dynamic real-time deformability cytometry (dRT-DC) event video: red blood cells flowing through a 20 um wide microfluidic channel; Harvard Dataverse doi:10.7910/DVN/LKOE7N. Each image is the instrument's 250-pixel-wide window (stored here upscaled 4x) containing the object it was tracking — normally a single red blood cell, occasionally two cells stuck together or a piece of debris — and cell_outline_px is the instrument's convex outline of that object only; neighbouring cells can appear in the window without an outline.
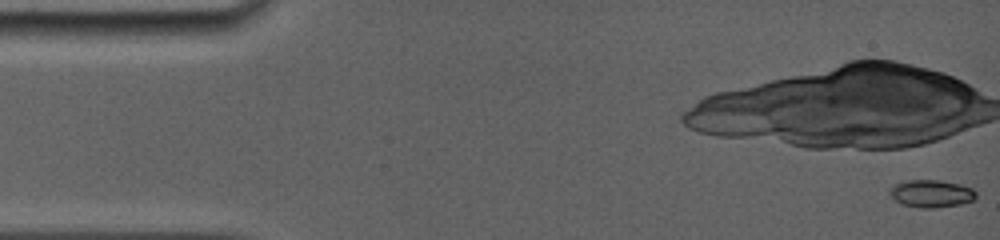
{"species": "common noctule bat (a hibernating species)", "species_latin": "Nyctalus noctula", "temperature_condition": "room temperature", "stored_images_in_passage": 8, "camera_frame_rate_fps": 5000, "um_per_image_px": 0.085, "animal": {"sex": "female", "body_mass_g": 19.0, "forearm_length_mm": 56.7}, "frame": {"image": 1, "passage_image": 1, "time_ms": 0.0, "image_size_px": [1000, 240], "cell_outline_px": [[976, 200], [960, 204], [936, 208], [920, 208], [900, 204], [888, 192], [888, 188], [896, 184], [908, 180], [940, 180], [960, 184], [972, 188], [976, 192]], "centroid_in_image_um": [79.17, 16.46], "position_along_channel_um": 5.8, "area_um2": 13.99}}